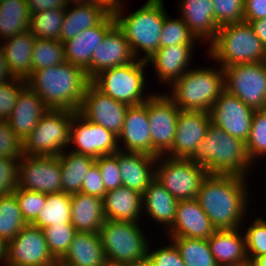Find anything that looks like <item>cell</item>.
Returning <instances> with one entry per match:
<instances>
[{
	"instance_id": "6da1fadb",
	"label": "cell",
	"mask_w": 266,
	"mask_h": 266,
	"mask_svg": "<svg viewBox=\"0 0 266 266\" xmlns=\"http://www.w3.org/2000/svg\"><path fill=\"white\" fill-rule=\"evenodd\" d=\"M246 178L236 174H208L202 181L196 200L216 230L245 227L247 208L254 197Z\"/></svg>"
},
{
	"instance_id": "7a4b0ae2",
	"label": "cell",
	"mask_w": 266,
	"mask_h": 266,
	"mask_svg": "<svg viewBox=\"0 0 266 266\" xmlns=\"http://www.w3.org/2000/svg\"><path fill=\"white\" fill-rule=\"evenodd\" d=\"M26 83L48 109L78 112L91 80L83 68L66 61L33 71Z\"/></svg>"
},
{
	"instance_id": "3957f363",
	"label": "cell",
	"mask_w": 266,
	"mask_h": 266,
	"mask_svg": "<svg viewBox=\"0 0 266 266\" xmlns=\"http://www.w3.org/2000/svg\"><path fill=\"white\" fill-rule=\"evenodd\" d=\"M189 160L205 168L208 174H236L249 177L255 167L247 155L245 142L212 123L204 140L196 147Z\"/></svg>"
},
{
	"instance_id": "277c9868",
	"label": "cell",
	"mask_w": 266,
	"mask_h": 266,
	"mask_svg": "<svg viewBox=\"0 0 266 266\" xmlns=\"http://www.w3.org/2000/svg\"><path fill=\"white\" fill-rule=\"evenodd\" d=\"M165 10L164 0H146L127 15L124 8L113 14L136 59L147 61L160 48L161 30L168 15Z\"/></svg>"
},
{
	"instance_id": "5b68a950",
	"label": "cell",
	"mask_w": 266,
	"mask_h": 266,
	"mask_svg": "<svg viewBox=\"0 0 266 266\" xmlns=\"http://www.w3.org/2000/svg\"><path fill=\"white\" fill-rule=\"evenodd\" d=\"M217 66L191 67L165 93L181 111L209 112L224 90L223 68Z\"/></svg>"
},
{
	"instance_id": "8992f818",
	"label": "cell",
	"mask_w": 266,
	"mask_h": 266,
	"mask_svg": "<svg viewBox=\"0 0 266 266\" xmlns=\"http://www.w3.org/2000/svg\"><path fill=\"white\" fill-rule=\"evenodd\" d=\"M205 54L223 67L266 61V48L245 21L219 27Z\"/></svg>"
},
{
	"instance_id": "52a82bcc",
	"label": "cell",
	"mask_w": 266,
	"mask_h": 266,
	"mask_svg": "<svg viewBox=\"0 0 266 266\" xmlns=\"http://www.w3.org/2000/svg\"><path fill=\"white\" fill-rule=\"evenodd\" d=\"M98 233L108 264L144 266L152 242L148 241L142 224L106 219Z\"/></svg>"
},
{
	"instance_id": "ba28073f",
	"label": "cell",
	"mask_w": 266,
	"mask_h": 266,
	"mask_svg": "<svg viewBox=\"0 0 266 266\" xmlns=\"http://www.w3.org/2000/svg\"><path fill=\"white\" fill-rule=\"evenodd\" d=\"M146 67L148 68L146 61L135 59L129 64L100 72L91 80V83L114 100L128 106L139 105L153 94L152 90L146 92L148 89Z\"/></svg>"
},
{
	"instance_id": "9c48e42d",
	"label": "cell",
	"mask_w": 266,
	"mask_h": 266,
	"mask_svg": "<svg viewBox=\"0 0 266 266\" xmlns=\"http://www.w3.org/2000/svg\"><path fill=\"white\" fill-rule=\"evenodd\" d=\"M75 113L70 110L48 109L23 140V155L59 156L69 149L70 126Z\"/></svg>"
},
{
	"instance_id": "30bf717a",
	"label": "cell",
	"mask_w": 266,
	"mask_h": 266,
	"mask_svg": "<svg viewBox=\"0 0 266 266\" xmlns=\"http://www.w3.org/2000/svg\"><path fill=\"white\" fill-rule=\"evenodd\" d=\"M207 175L205 168L189 159L163 155L156 160L155 179L177 200L196 199Z\"/></svg>"
},
{
	"instance_id": "8fae6325",
	"label": "cell",
	"mask_w": 266,
	"mask_h": 266,
	"mask_svg": "<svg viewBox=\"0 0 266 266\" xmlns=\"http://www.w3.org/2000/svg\"><path fill=\"white\" fill-rule=\"evenodd\" d=\"M224 89L254 110L266 108V61L223 67Z\"/></svg>"
},
{
	"instance_id": "7c38bea8",
	"label": "cell",
	"mask_w": 266,
	"mask_h": 266,
	"mask_svg": "<svg viewBox=\"0 0 266 266\" xmlns=\"http://www.w3.org/2000/svg\"><path fill=\"white\" fill-rule=\"evenodd\" d=\"M156 91L147 99V115L151 134V156L166 155L171 149L176 134V125L181 111L165 93Z\"/></svg>"
},
{
	"instance_id": "4fadbf2b",
	"label": "cell",
	"mask_w": 266,
	"mask_h": 266,
	"mask_svg": "<svg viewBox=\"0 0 266 266\" xmlns=\"http://www.w3.org/2000/svg\"><path fill=\"white\" fill-rule=\"evenodd\" d=\"M56 259L50 253L44 232L32 224L7 243L4 266H53Z\"/></svg>"
},
{
	"instance_id": "5bb4252c",
	"label": "cell",
	"mask_w": 266,
	"mask_h": 266,
	"mask_svg": "<svg viewBox=\"0 0 266 266\" xmlns=\"http://www.w3.org/2000/svg\"><path fill=\"white\" fill-rule=\"evenodd\" d=\"M69 147L70 151L96 159L119 151L118 136L103 126L86 120L76 112L70 126Z\"/></svg>"
},
{
	"instance_id": "9a60e30c",
	"label": "cell",
	"mask_w": 266,
	"mask_h": 266,
	"mask_svg": "<svg viewBox=\"0 0 266 266\" xmlns=\"http://www.w3.org/2000/svg\"><path fill=\"white\" fill-rule=\"evenodd\" d=\"M39 193L62 191L59 156H25L19 160L18 186Z\"/></svg>"
},
{
	"instance_id": "2e32d148",
	"label": "cell",
	"mask_w": 266,
	"mask_h": 266,
	"mask_svg": "<svg viewBox=\"0 0 266 266\" xmlns=\"http://www.w3.org/2000/svg\"><path fill=\"white\" fill-rule=\"evenodd\" d=\"M254 112L253 108L225 89L209 111L213 125L243 142L249 137Z\"/></svg>"
},
{
	"instance_id": "e0dca14e",
	"label": "cell",
	"mask_w": 266,
	"mask_h": 266,
	"mask_svg": "<svg viewBox=\"0 0 266 266\" xmlns=\"http://www.w3.org/2000/svg\"><path fill=\"white\" fill-rule=\"evenodd\" d=\"M128 107L127 104L105 95L90 83L78 112L86 120L101 125L118 136L123 128Z\"/></svg>"
},
{
	"instance_id": "ac0fdd59",
	"label": "cell",
	"mask_w": 266,
	"mask_h": 266,
	"mask_svg": "<svg viewBox=\"0 0 266 266\" xmlns=\"http://www.w3.org/2000/svg\"><path fill=\"white\" fill-rule=\"evenodd\" d=\"M210 124L209 112L180 111L172 149L166 156L189 159L196 147L204 140Z\"/></svg>"
},
{
	"instance_id": "d6986e66",
	"label": "cell",
	"mask_w": 266,
	"mask_h": 266,
	"mask_svg": "<svg viewBox=\"0 0 266 266\" xmlns=\"http://www.w3.org/2000/svg\"><path fill=\"white\" fill-rule=\"evenodd\" d=\"M115 24L114 15L109 13L98 25L85 29L75 37L64 41L66 61L83 68L91 80L93 52Z\"/></svg>"
},
{
	"instance_id": "ffe728a7",
	"label": "cell",
	"mask_w": 266,
	"mask_h": 266,
	"mask_svg": "<svg viewBox=\"0 0 266 266\" xmlns=\"http://www.w3.org/2000/svg\"><path fill=\"white\" fill-rule=\"evenodd\" d=\"M196 45H173L160 47L146 62L153 66V75L158 84L170 87L187 70L190 69ZM192 58V59H191Z\"/></svg>"
},
{
	"instance_id": "44dd1931",
	"label": "cell",
	"mask_w": 266,
	"mask_h": 266,
	"mask_svg": "<svg viewBox=\"0 0 266 266\" xmlns=\"http://www.w3.org/2000/svg\"><path fill=\"white\" fill-rule=\"evenodd\" d=\"M215 231L216 228L196 199L178 200L173 225L164 235L208 239Z\"/></svg>"
},
{
	"instance_id": "7402d4cb",
	"label": "cell",
	"mask_w": 266,
	"mask_h": 266,
	"mask_svg": "<svg viewBox=\"0 0 266 266\" xmlns=\"http://www.w3.org/2000/svg\"><path fill=\"white\" fill-rule=\"evenodd\" d=\"M135 59L123 31L115 24L93 52L91 80L104 70L129 64Z\"/></svg>"
},
{
	"instance_id": "603a6c76",
	"label": "cell",
	"mask_w": 266,
	"mask_h": 266,
	"mask_svg": "<svg viewBox=\"0 0 266 266\" xmlns=\"http://www.w3.org/2000/svg\"><path fill=\"white\" fill-rule=\"evenodd\" d=\"M118 147L120 151L124 152L151 155V134L147 115V100L142 104L128 107L123 128L118 135Z\"/></svg>"
},
{
	"instance_id": "cb8c5ba5",
	"label": "cell",
	"mask_w": 266,
	"mask_h": 266,
	"mask_svg": "<svg viewBox=\"0 0 266 266\" xmlns=\"http://www.w3.org/2000/svg\"><path fill=\"white\" fill-rule=\"evenodd\" d=\"M178 12L200 44L208 46L216 37L219 27L215 21L212 0H181ZM204 42V43H203Z\"/></svg>"
},
{
	"instance_id": "d4e9b609",
	"label": "cell",
	"mask_w": 266,
	"mask_h": 266,
	"mask_svg": "<svg viewBox=\"0 0 266 266\" xmlns=\"http://www.w3.org/2000/svg\"><path fill=\"white\" fill-rule=\"evenodd\" d=\"M157 157L143 153L117 151V162L122 186L143 194L155 179Z\"/></svg>"
},
{
	"instance_id": "484cf974",
	"label": "cell",
	"mask_w": 266,
	"mask_h": 266,
	"mask_svg": "<svg viewBox=\"0 0 266 266\" xmlns=\"http://www.w3.org/2000/svg\"><path fill=\"white\" fill-rule=\"evenodd\" d=\"M48 111L43 100L26 85L20 92L16 104L6 120L15 134L23 141Z\"/></svg>"
},
{
	"instance_id": "4316f807",
	"label": "cell",
	"mask_w": 266,
	"mask_h": 266,
	"mask_svg": "<svg viewBox=\"0 0 266 266\" xmlns=\"http://www.w3.org/2000/svg\"><path fill=\"white\" fill-rule=\"evenodd\" d=\"M177 204L178 200L154 179L142 194V216L166 232L173 225Z\"/></svg>"
},
{
	"instance_id": "83f0119b",
	"label": "cell",
	"mask_w": 266,
	"mask_h": 266,
	"mask_svg": "<svg viewBox=\"0 0 266 266\" xmlns=\"http://www.w3.org/2000/svg\"><path fill=\"white\" fill-rule=\"evenodd\" d=\"M207 241L218 266H230L248 260L241 227L216 230Z\"/></svg>"
},
{
	"instance_id": "f1b7e54d",
	"label": "cell",
	"mask_w": 266,
	"mask_h": 266,
	"mask_svg": "<svg viewBox=\"0 0 266 266\" xmlns=\"http://www.w3.org/2000/svg\"><path fill=\"white\" fill-rule=\"evenodd\" d=\"M107 220L142 223V194L128 187H118L106 192L103 198Z\"/></svg>"
},
{
	"instance_id": "f546056e",
	"label": "cell",
	"mask_w": 266,
	"mask_h": 266,
	"mask_svg": "<svg viewBox=\"0 0 266 266\" xmlns=\"http://www.w3.org/2000/svg\"><path fill=\"white\" fill-rule=\"evenodd\" d=\"M36 37L28 30L0 41L8 69L14 78L27 79L32 74V51Z\"/></svg>"
},
{
	"instance_id": "4dcf8cb0",
	"label": "cell",
	"mask_w": 266,
	"mask_h": 266,
	"mask_svg": "<svg viewBox=\"0 0 266 266\" xmlns=\"http://www.w3.org/2000/svg\"><path fill=\"white\" fill-rule=\"evenodd\" d=\"M105 220L103 199L81 192L71 194V224L77 232L98 233Z\"/></svg>"
},
{
	"instance_id": "1f68e13d",
	"label": "cell",
	"mask_w": 266,
	"mask_h": 266,
	"mask_svg": "<svg viewBox=\"0 0 266 266\" xmlns=\"http://www.w3.org/2000/svg\"><path fill=\"white\" fill-rule=\"evenodd\" d=\"M75 266H105L107 260L99 233L77 232L61 258Z\"/></svg>"
},
{
	"instance_id": "d6a6232c",
	"label": "cell",
	"mask_w": 266,
	"mask_h": 266,
	"mask_svg": "<svg viewBox=\"0 0 266 266\" xmlns=\"http://www.w3.org/2000/svg\"><path fill=\"white\" fill-rule=\"evenodd\" d=\"M109 13L99 4L68 5L62 22L60 41L75 37L83 30L98 25Z\"/></svg>"
},
{
	"instance_id": "836d02e7",
	"label": "cell",
	"mask_w": 266,
	"mask_h": 266,
	"mask_svg": "<svg viewBox=\"0 0 266 266\" xmlns=\"http://www.w3.org/2000/svg\"><path fill=\"white\" fill-rule=\"evenodd\" d=\"M62 191L73 194L81 192L82 181L95 164L94 157L65 150L59 155Z\"/></svg>"
},
{
	"instance_id": "e575fe53",
	"label": "cell",
	"mask_w": 266,
	"mask_h": 266,
	"mask_svg": "<svg viewBox=\"0 0 266 266\" xmlns=\"http://www.w3.org/2000/svg\"><path fill=\"white\" fill-rule=\"evenodd\" d=\"M30 15L25 0L0 1V40L28 31Z\"/></svg>"
},
{
	"instance_id": "d590c367",
	"label": "cell",
	"mask_w": 266,
	"mask_h": 266,
	"mask_svg": "<svg viewBox=\"0 0 266 266\" xmlns=\"http://www.w3.org/2000/svg\"><path fill=\"white\" fill-rule=\"evenodd\" d=\"M67 223H71V194L63 191L46 194V202L32 225L43 229Z\"/></svg>"
},
{
	"instance_id": "8d00e7d4",
	"label": "cell",
	"mask_w": 266,
	"mask_h": 266,
	"mask_svg": "<svg viewBox=\"0 0 266 266\" xmlns=\"http://www.w3.org/2000/svg\"><path fill=\"white\" fill-rule=\"evenodd\" d=\"M178 248L185 266H218L207 239L167 237Z\"/></svg>"
},
{
	"instance_id": "74e56055",
	"label": "cell",
	"mask_w": 266,
	"mask_h": 266,
	"mask_svg": "<svg viewBox=\"0 0 266 266\" xmlns=\"http://www.w3.org/2000/svg\"><path fill=\"white\" fill-rule=\"evenodd\" d=\"M65 9L40 11L30 15L28 30L39 39L60 40Z\"/></svg>"
},
{
	"instance_id": "f35d334b",
	"label": "cell",
	"mask_w": 266,
	"mask_h": 266,
	"mask_svg": "<svg viewBox=\"0 0 266 266\" xmlns=\"http://www.w3.org/2000/svg\"><path fill=\"white\" fill-rule=\"evenodd\" d=\"M26 225L16 196L14 194L0 197V237L8 243Z\"/></svg>"
},
{
	"instance_id": "ab89813d",
	"label": "cell",
	"mask_w": 266,
	"mask_h": 266,
	"mask_svg": "<svg viewBox=\"0 0 266 266\" xmlns=\"http://www.w3.org/2000/svg\"><path fill=\"white\" fill-rule=\"evenodd\" d=\"M66 62L64 43L36 38L32 51V72Z\"/></svg>"
},
{
	"instance_id": "60d3db41",
	"label": "cell",
	"mask_w": 266,
	"mask_h": 266,
	"mask_svg": "<svg viewBox=\"0 0 266 266\" xmlns=\"http://www.w3.org/2000/svg\"><path fill=\"white\" fill-rule=\"evenodd\" d=\"M247 155L257 167V160L266 158V108L255 110L249 137L245 142Z\"/></svg>"
},
{
	"instance_id": "b9f144b4",
	"label": "cell",
	"mask_w": 266,
	"mask_h": 266,
	"mask_svg": "<svg viewBox=\"0 0 266 266\" xmlns=\"http://www.w3.org/2000/svg\"><path fill=\"white\" fill-rule=\"evenodd\" d=\"M200 43L181 17L169 14L164 18L160 35V47L173 45H196Z\"/></svg>"
},
{
	"instance_id": "7bdbcfd3",
	"label": "cell",
	"mask_w": 266,
	"mask_h": 266,
	"mask_svg": "<svg viewBox=\"0 0 266 266\" xmlns=\"http://www.w3.org/2000/svg\"><path fill=\"white\" fill-rule=\"evenodd\" d=\"M50 253L55 259L68 251L77 231L71 223L50 225L42 229Z\"/></svg>"
},
{
	"instance_id": "ee69618b",
	"label": "cell",
	"mask_w": 266,
	"mask_h": 266,
	"mask_svg": "<svg viewBox=\"0 0 266 266\" xmlns=\"http://www.w3.org/2000/svg\"><path fill=\"white\" fill-rule=\"evenodd\" d=\"M250 224V225H249ZM242 228L245 236L246 253L248 260L252 261L258 256L266 255V219L256 217L254 221Z\"/></svg>"
},
{
	"instance_id": "f6af8a7d",
	"label": "cell",
	"mask_w": 266,
	"mask_h": 266,
	"mask_svg": "<svg viewBox=\"0 0 266 266\" xmlns=\"http://www.w3.org/2000/svg\"><path fill=\"white\" fill-rule=\"evenodd\" d=\"M16 196L21 215L26 224H32L46 202V194L19 187L13 192Z\"/></svg>"
},
{
	"instance_id": "bcb514c9",
	"label": "cell",
	"mask_w": 266,
	"mask_h": 266,
	"mask_svg": "<svg viewBox=\"0 0 266 266\" xmlns=\"http://www.w3.org/2000/svg\"><path fill=\"white\" fill-rule=\"evenodd\" d=\"M168 240V245L165 243L164 246L155 249L149 245L144 266H185L178 248L170 239Z\"/></svg>"
},
{
	"instance_id": "7dc6e473",
	"label": "cell",
	"mask_w": 266,
	"mask_h": 266,
	"mask_svg": "<svg viewBox=\"0 0 266 266\" xmlns=\"http://www.w3.org/2000/svg\"><path fill=\"white\" fill-rule=\"evenodd\" d=\"M218 27L244 21V0H212Z\"/></svg>"
},
{
	"instance_id": "c3c4849f",
	"label": "cell",
	"mask_w": 266,
	"mask_h": 266,
	"mask_svg": "<svg viewBox=\"0 0 266 266\" xmlns=\"http://www.w3.org/2000/svg\"><path fill=\"white\" fill-rule=\"evenodd\" d=\"M26 85V80L21 78H12L0 84V120L8 119L21 90Z\"/></svg>"
},
{
	"instance_id": "681fc988",
	"label": "cell",
	"mask_w": 266,
	"mask_h": 266,
	"mask_svg": "<svg viewBox=\"0 0 266 266\" xmlns=\"http://www.w3.org/2000/svg\"><path fill=\"white\" fill-rule=\"evenodd\" d=\"M106 192L122 186V178L117 162V152L96 158Z\"/></svg>"
},
{
	"instance_id": "f907efd6",
	"label": "cell",
	"mask_w": 266,
	"mask_h": 266,
	"mask_svg": "<svg viewBox=\"0 0 266 266\" xmlns=\"http://www.w3.org/2000/svg\"><path fill=\"white\" fill-rule=\"evenodd\" d=\"M21 158L0 157V197L13 194L18 186V165Z\"/></svg>"
},
{
	"instance_id": "816d5d0a",
	"label": "cell",
	"mask_w": 266,
	"mask_h": 266,
	"mask_svg": "<svg viewBox=\"0 0 266 266\" xmlns=\"http://www.w3.org/2000/svg\"><path fill=\"white\" fill-rule=\"evenodd\" d=\"M22 156L23 141L6 120H0V157L21 158Z\"/></svg>"
},
{
	"instance_id": "f5cc1de1",
	"label": "cell",
	"mask_w": 266,
	"mask_h": 266,
	"mask_svg": "<svg viewBox=\"0 0 266 266\" xmlns=\"http://www.w3.org/2000/svg\"><path fill=\"white\" fill-rule=\"evenodd\" d=\"M81 193L98 197L100 199L104 198L106 190L100 170L96 164H94L84 176Z\"/></svg>"
},
{
	"instance_id": "db71d44e",
	"label": "cell",
	"mask_w": 266,
	"mask_h": 266,
	"mask_svg": "<svg viewBox=\"0 0 266 266\" xmlns=\"http://www.w3.org/2000/svg\"><path fill=\"white\" fill-rule=\"evenodd\" d=\"M266 18V0H244V21Z\"/></svg>"
},
{
	"instance_id": "11a10c76",
	"label": "cell",
	"mask_w": 266,
	"mask_h": 266,
	"mask_svg": "<svg viewBox=\"0 0 266 266\" xmlns=\"http://www.w3.org/2000/svg\"><path fill=\"white\" fill-rule=\"evenodd\" d=\"M30 14L52 9H65L66 0H25Z\"/></svg>"
},
{
	"instance_id": "9f6ffc18",
	"label": "cell",
	"mask_w": 266,
	"mask_h": 266,
	"mask_svg": "<svg viewBox=\"0 0 266 266\" xmlns=\"http://www.w3.org/2000/svg\"><path fill=\"white\" fill-rule=\"evenodd\" d=\"M125 1L127 0H97V4L101 5L108 13L114 14L123 8L128 9L124 6Z\"/></svg>"
},
{
	"instance_id": "6f0895ef",
	"label": "cell",
	"mask_w": 266,
	"mask_h": 266,
	"mask_svg": "<svg viewBox=\"0 0 266 266\" xmlns=\"http://www.w3.org/2000/svg\"><path fill=\"white\" fill-rule=\"evenodd\" d=\"M249 23L266 48V18L250 21Z\"/></svg>"
},
{
	"instance_id": "680465c9",
	"label": "cell",
	"mask_w": 266,
	"mask_h": 266,
	"mask_svg": "<svg viewBox=\"0 0 266 266\" xmlns=\"http://www.w3.org/2000/svg\"><path fill=\"white\" fill-rule=\"evenodd\" d=\"M12 78L14 77L11 75L8 69L7 62L2 47L0 45V84L8 80H11Z\"/></svg>"
},
{
	"instance_id": "91938a15",
	"label": "cell",
	"mask_w": 266,
	"mask_h": 266,
	"mask_svg": "<svg viewBox=\"0 0 266 266\" xmlns=\"http://www.w3.org/2000/svg\"><path fill=\"white\" fill-rule=\"evenodd\" d=\"M7 243L0 237V263L5 265Z\"/></svg>"
},
{
	"instance_id": "94428289",
	"label": "cell",
	"mask_w": 266,
	"mask_h": 266,
	"mask_svg": "<svg viewBox=\"0 0 266 266\" xmlns=\"http://www.w3.org/2000/svg\"><path fill=\"white\" fill-rule=\"evenodd\" d=\"M68 5H81L97 3V0H66Z\"/></svg>"
},
{
	"instance_id": "6125c7cd",
	"label": "cell",
	"mask_w": 266,
	"mask_h": 266,
	"mask_svg": "<svg viewBox=\"0 0 266 266\" xmlns=\"http://www.w3.org/2000/svg\"><path fill=\"white\" fill-rule=\"evenodd\" d=\"M251 262L254 266H266V255L258 256Z\"/></svg>"
},
{
	"instance_id": "be15d7a7",
	"label": "cell",
	"mask_w": 266,
	"mask_h": 266,
	"mask_svg": "<svg viewBox=\"0 0 266 266\" xmlns=\"http://www.w3.org/2000/svg\"><path fill=\"white\" fill-rule=\"evenodd\" d=\"M53 266H75V265L70 264L61 258H58V259H56Z\"/></svg>"
},
{
	"instance_id": "e7e4bbea",
	"label": "cell",
	"mask_w": 266,
	"mask_h": 266,
	"mask_svg": "<svg viewBox=\"0 0 266 266\" xmlns=\"http://www.w3.org/2000/svg\"><path fill=\"white\" fill-rule=\"evenodd\" d=\"M230 266H254L253 263L250 260H247L243 263L240 264H234V265H230Z\"/></svg>"
},
{
	"instance_id": "03108f58",
	"label": "cell",
	"mask_w": 266,
	"mask_h": 266,
	"mask_svg": "<svg viewBox=\"0 0 266 266\" xmlns=\"http://www.w3.org/2000/svg\"><path fill=\"white\" fill-rule=\"evenodd\" d=\"M105 266H118V265H110V264H107V265H105Z\"/></svg>"
}]
</instances>
